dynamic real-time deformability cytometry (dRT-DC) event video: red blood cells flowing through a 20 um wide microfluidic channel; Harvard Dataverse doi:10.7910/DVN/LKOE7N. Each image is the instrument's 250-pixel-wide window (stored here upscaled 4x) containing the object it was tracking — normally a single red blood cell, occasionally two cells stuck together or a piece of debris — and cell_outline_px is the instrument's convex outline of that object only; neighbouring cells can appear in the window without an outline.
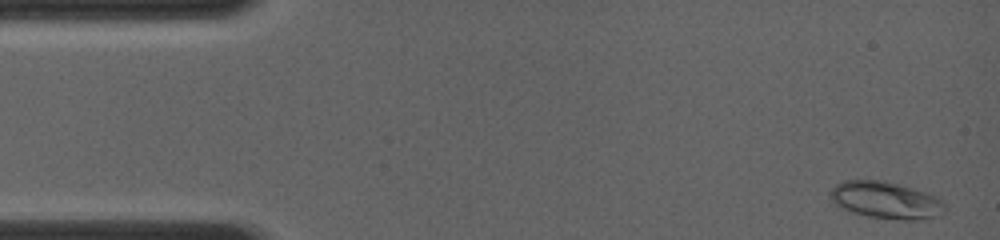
{"species": "common noctule bat (a hibernating species)", "species_latin": "Nyctalus noctula", "temperature_condition": "room temperature", "stored_images_in_passage": 55, "camera_frame_rate_fps": 4000, "um_per_image_px": 0.085, "animal": {"sex": "female", "body_mass_g": 19.0, "forearm_length_mm": 56.7}, "frame": {"image": 1, "passage_image": 2, "time_ms": 0.25, "image_size_px": [1000, 240], "cell_outline_px": [[944, 212], [936, 216], [916, 220], [900, 220], [868, 216], [852, 212], [836, 204], [828, 196], [832, 188], [836, 184], [844, 180], [876, 180], [896, 184], [912, 188], [924, 192], [944, 200]], "centroid_in_image_um": [75.28, 17.02], "position_along_channel_um": 9.7, "area_um2": 24.39}}
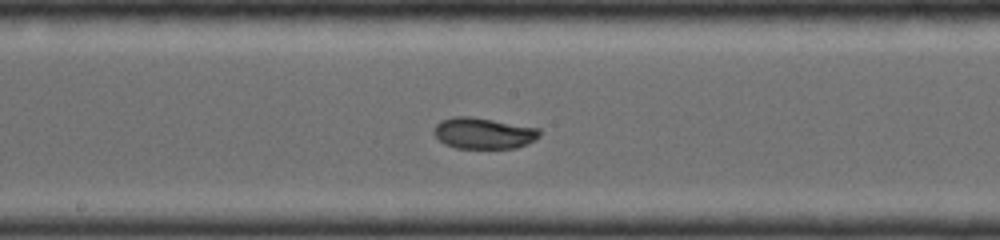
{"frame": {"image": 2, "passage_image": 32, "time_ms": 7.25, "image_size_px": [1000, 240], "cell_outline_px": [[540, 136], [536, 140], [528, 144], [516, 148], [456, 148], [444, 144], [432, 132], [436, 124], [440, 120], [452, 116], [468, 116], [540, 128]], "centroid_in_image_um": [41.1, 11.33], "position_along_channel_um": 207.1, "area_um2": 19.31}}
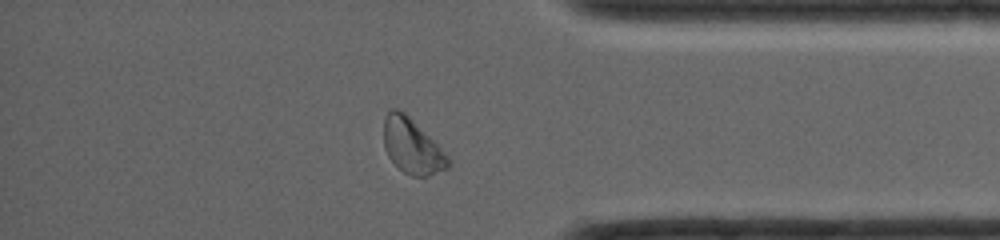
{"frame": {"image": 3, "passage_image": 49, "time_ms": 11.75, "image_size_px": [1000, 240], "cell_outline_px": [[452, 164], [448, 168], [428, 176], [412, 176], [404, 172], [388, 156], [384, 148], [384, 116], [392, 108], [396, 108], [404, 112], [444, 152]], "centroid_in_image_um": [35.01, 12.44], "position_along_channel_um": 400.2, "area_um2": 20.17}}